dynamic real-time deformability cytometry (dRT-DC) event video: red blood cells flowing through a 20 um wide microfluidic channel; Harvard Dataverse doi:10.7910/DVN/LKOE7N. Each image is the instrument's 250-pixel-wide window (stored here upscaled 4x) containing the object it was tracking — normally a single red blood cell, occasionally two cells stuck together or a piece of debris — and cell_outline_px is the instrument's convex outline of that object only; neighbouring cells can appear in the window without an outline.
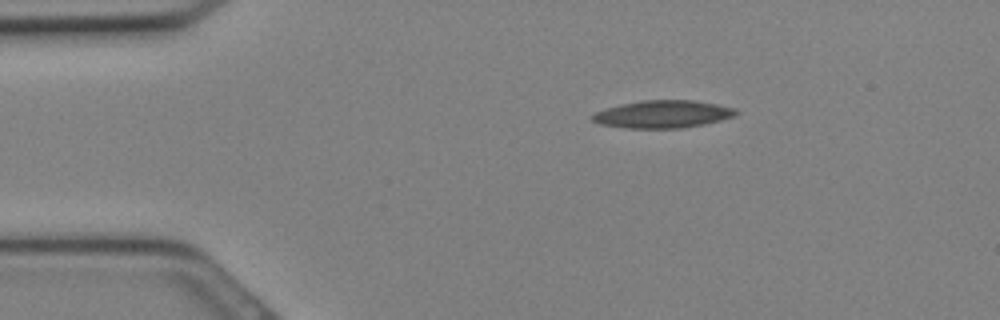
{"species": "Egyptian fruit bat (a non-hibernating species)", "species_latin": "Rousettus aegyptiacus", "temperature_condition": "cold", "stored_images_in_passage": 16, "camera_frame_rate_fps": 3000, "um_per_image_px": 0.085, "animal": {"sex": "female"}, "frame": {"image": 1, "passage_image": 1, "time_ms": 0.0, "image_size_px": [1000, 320], "cell_outline_px": [[740, 112], [736, 116], [704, 124], [680, 128], [628, 128], [600, 124], [592, 120], [592, 116], [596, 112], [620, 104], [640, 100], [692, 100], [716, 104], [736, 108]], "centroid_in_image_um": [56.38, 9.7], "position_along_channel_um": 28.6, "area_um2": 23.0}}
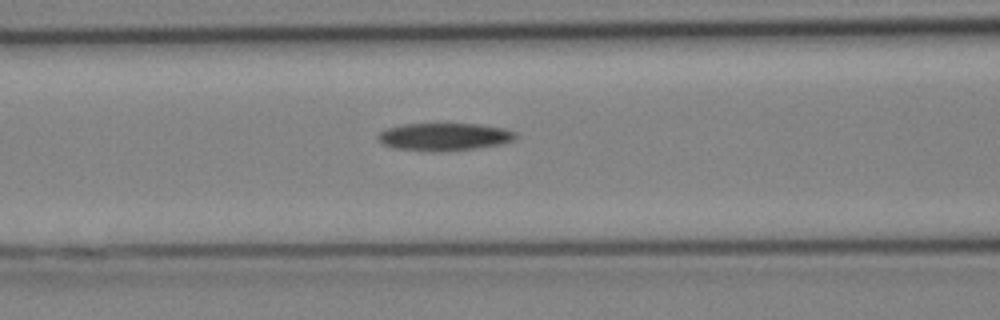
{"frame": {"image": 2, "passage_image": 8, "time_ms": 2.333, "image_size_px": [1000, 320], "cell_outline_px": [[516, 140], [500, 144], [476, 148], [440, 152], [424, 152], [392, 148], [384, 144], [376, 136], [380, 132], [388, 128], [404, 124], [480, 124], [504, 128], [516, 132]], "centroid_in_image_um": [37.77, 11.64], "position_along_channel_um": 128.8, "area_um2": 22.37}}
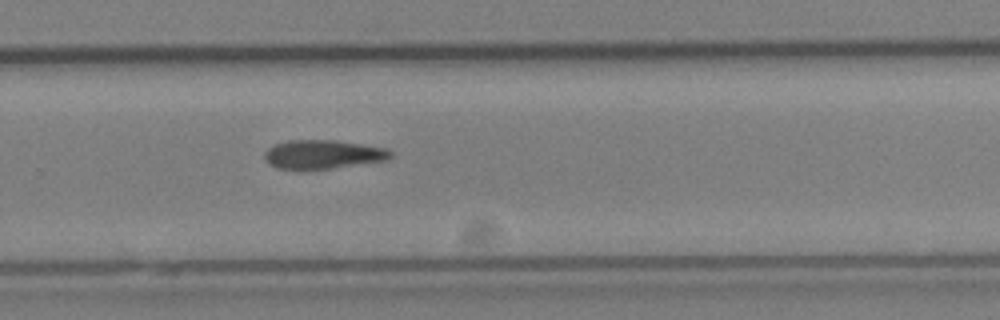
{"frame": {"image": 3, "passage_image": 16, "time_ms": 5.0, "image_size_px": [1000, 320], "cell_outline_px": [[392, 156], [388, 160], [332, 168], [276, 168], [268, 164], [264, 160], [264, 152], [268, 148], [276, 144], [288, 140], [336, 140], [388, 148], [392, 152]], "centroid_in_image_um": [27.46, 13.11], "position_along_channel_um": 302.3, "area_um2": 21.1}}